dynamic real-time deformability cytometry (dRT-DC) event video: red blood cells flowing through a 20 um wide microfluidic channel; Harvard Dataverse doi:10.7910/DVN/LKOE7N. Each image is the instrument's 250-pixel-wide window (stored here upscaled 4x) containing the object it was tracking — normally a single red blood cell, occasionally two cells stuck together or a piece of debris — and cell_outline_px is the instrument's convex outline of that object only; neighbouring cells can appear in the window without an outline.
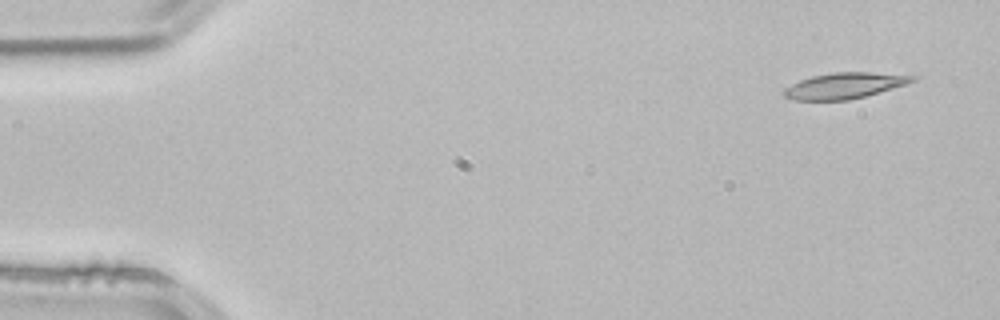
{"species": "common noctule bat (a hibernating species)", "species_latin": "Nyctalus noctula", "temperature_condition": "room temperature", "stored_images_in_passage": 4, "camera_frame_rate_fps": 3000, "um_per_image_px": 0.085, "animal": {"sex": "male", "body_mass_g": 21.5, "forearm_length_mm": 52.0}, "frame": {"image": 1, "passage_image": 1, "time_ms": 0.0, "image_size_px": [1000, 320], "cell_outline_px": [[916, 80], [908, 84], [864, 96], [848, 100], [792, 100], [784, 96], [784, 88], [800, 80], [812, 76], [832, 72], [872, 72], [916, 76]], "centroid_in_image_um": [71.78, 7.27], "position_along_channel_um": 13.2, "area_um2": 19.31}}
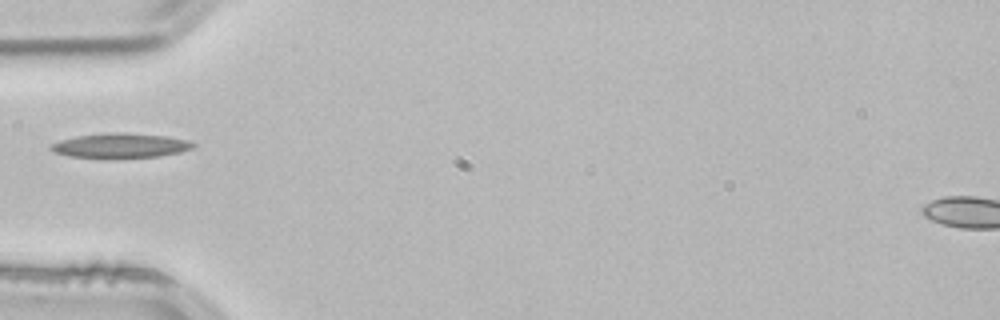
{"frame": {"image": 2, "passage_image": 4, "time_ms": 1.0, "image_size_px": [1000, 320], "cell_outline_px": [[196, 144], [192, 148], [180, 152], [160, 156], [112, 160], [104, 160], [68, 156], [52, 152], [48, 148], [52, 144], [60, 140], [76, 136], [108, 132], [124, 132], [164, 136], [188, 140]], "centroid_in_image_um": [10.17, 12.41], "position_along_channel_um": 74.8, "area_um2": 21.27}}